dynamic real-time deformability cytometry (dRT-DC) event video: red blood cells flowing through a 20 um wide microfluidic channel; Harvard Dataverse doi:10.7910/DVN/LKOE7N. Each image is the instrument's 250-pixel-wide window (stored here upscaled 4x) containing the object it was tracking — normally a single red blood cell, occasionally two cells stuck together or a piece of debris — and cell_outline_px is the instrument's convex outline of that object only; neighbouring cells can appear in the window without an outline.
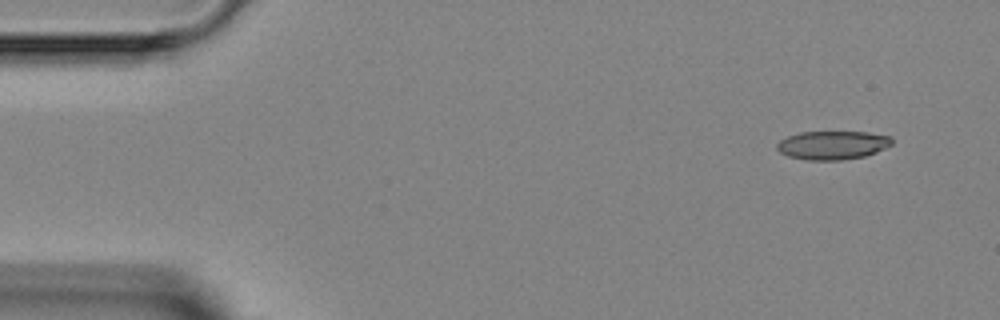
{"species": "Egyptian fruit bat (a non-hibernating species)", "species_latin": "Rousettus aegyptiacus", "temperature_condition": "room temperature", "stored_images_in_passage": 3, "segment_of_instrument_passage": [2, 2], "camera_frame_rate_fps": 3000, "um_per_image_px": 0.085, "animal": {"sex": "female"}, "frame": {"image": 1, "passage_image": 3, "time_ms": 2.333, "image_size_px": [1000, 320], "cell_outline_px": [[892, 144], [876, 152], [864, 156], [840, 160], [808, 160], [788, 156], [780, 152], [776, 148], [776, 144], [780, 140], [788, 136], [800, 132], [868, 132], [892, 136]], "centroid_in_image_um": [70.76, 12.33], "position_along_channel_um": 14.2, "area_um2": 19.13}}